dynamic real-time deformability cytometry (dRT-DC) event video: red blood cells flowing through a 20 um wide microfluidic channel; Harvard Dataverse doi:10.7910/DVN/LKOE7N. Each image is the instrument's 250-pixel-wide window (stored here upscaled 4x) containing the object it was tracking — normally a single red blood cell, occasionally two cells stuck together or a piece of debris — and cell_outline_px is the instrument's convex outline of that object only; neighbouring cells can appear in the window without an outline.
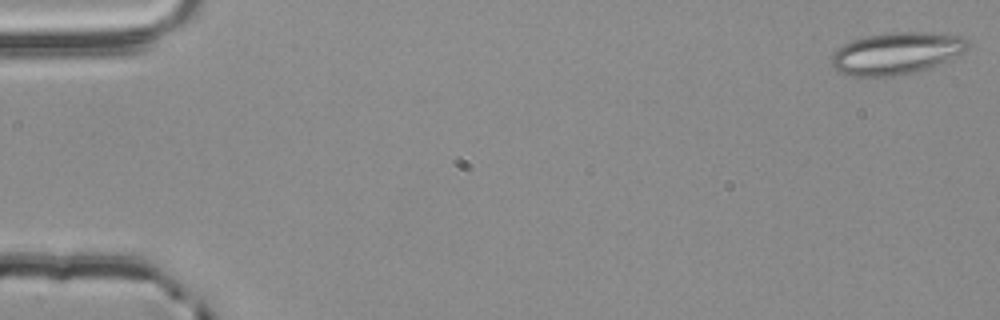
{"species": "common noctule bat (a hibernating species)", "species_latin": "Nyctalus noctula", "temperature_condition": "room temperature", "stored_images_in_passage": 54, "camera_frame_rate_fps": 3000, "um_per_image_px": 0.085, "animal": {"sex": "male", "body_mass_g": 20.4}, "frame": {"image": 1, "passage_image": 1, "time_ms": 0.0, "image_size_px": [1000, 320], "cell_outline_px": [[972, 44], [964, 52], [936, 64], [916, 72], [900, 76], [852, 76], [836, 72], [832, 64], [832, 56], [836, 48], [852, 40], [868, 36], [892, 32], [932, 32], [960, 36], [968, 40]], "centroid_in_image_um": [76.18, 4.53], "position_along_channel_um": 8.8, "area_um2": 33.35}}
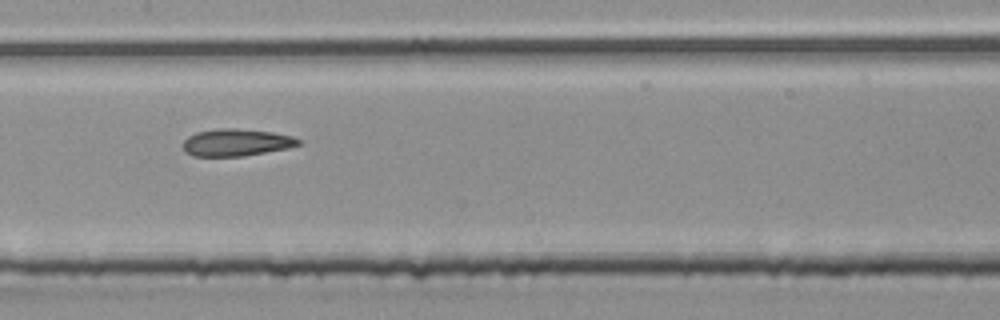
{"frame": {"image": 2, "passage_image": 27, "time_ms": 8.667, "image_size_px": [1000, 320], "cell_outline_px": [[300, 144], [288, 148], [244, 156], [192, 156], [184, 152], [184, 140], [188, 136], [196, 132], [220, 128], [236, 128], [272, 132], [292, 136], [300, 140]], "centroid_in_image_um": [20.07, 12.11], "position_along_channel_um": 187.3, "area_um2": 18.26}}
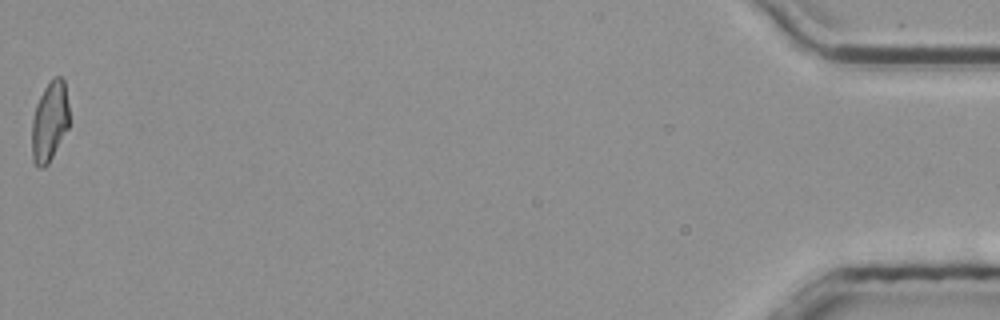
{"frame": {"image": 3, "passage_image": 54, "time_ms": 17.667, "image_size_px": [1000, 320], "cell_outline_px": [[68, 128], [48, 164], [44, 168], [40, 168], [32, 160], [32, 116], [36, 104], [44, 88], [56, 76], [60, 76], [64, 80], [68, 104]], "centroid_in_image_um": [4.2, 10.34], "position_along_channel_um": 431.0, "area_um2": 17.28}, "authors_computed_cell_mechanics": {"area_um2": 18.9584, "velocity_mm_per_s": 3.8633, "shape_relaxation_time_tau1_ms": null, "shape_relaxation_time_tau2_ms": 2.5582, "deformation_change_tau1": null, "deformation_change_tau2": 0.1141}}